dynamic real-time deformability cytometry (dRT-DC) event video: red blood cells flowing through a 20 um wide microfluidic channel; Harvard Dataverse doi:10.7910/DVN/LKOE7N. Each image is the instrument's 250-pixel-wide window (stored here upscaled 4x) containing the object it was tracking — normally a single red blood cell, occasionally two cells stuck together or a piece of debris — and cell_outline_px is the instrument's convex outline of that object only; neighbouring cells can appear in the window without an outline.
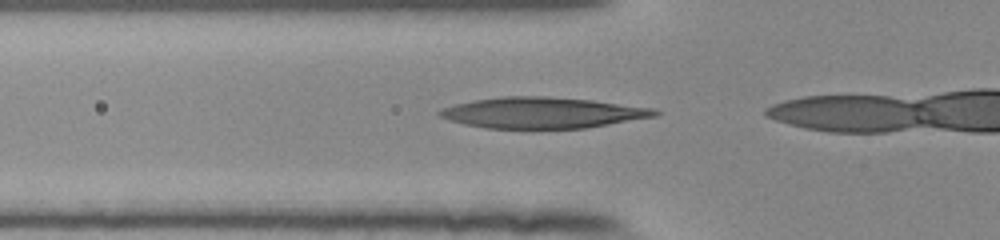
{"species": "human", "species_latin": "Homo sapiens", "temperature_condition": "room temperature", "stored_images_in_passage": 6, "camera_frame_rate_fps": 3000, "um_per_image_px": 0.085, "donor": {"sex": "female"}, "frame": {"image": 1, "passage_image": 2, "time_ms": 0.333, "image_size_px": [1000, 240], "cell_outline_px": [[660, 112], [656, 116], [584, 128], [484, 128], [464, 124], [448, 120], [440, 116], [436, 112], [440, 108], [472, 100], [500, 96], [544, 96], [592, 100], [656, 108]], "centroid_in_image_um": [46.07, 9.57], "position_along_channel_um": 79.7, "area_um2": 38.84}}
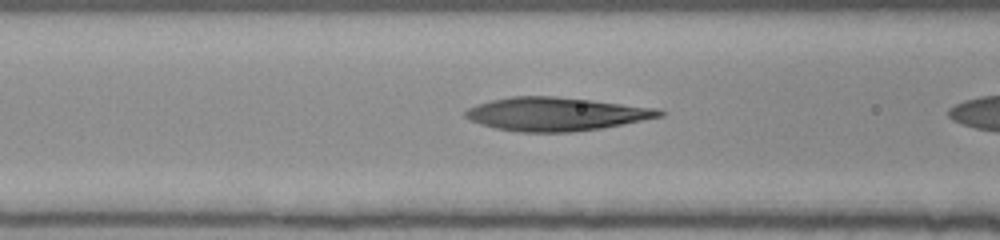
{"frame": {"image": 2, "passage_image": 5, "time_ms": 1.333, "image_size_px": [1000, 240], "cell_outline_px": [[664, 116], [600, 128], [572, 132], [520, 132], [496, 128], [480, 124], [468, 120], [464, 116], [464, 112], [468, 108], [476, 104], [492, 100], [512, 96], [552, 96], [660, 108], [664, 112]], "centroid_in_image_um": [47.23, 9.69], "position_along_channel_um": 119.4, "area_um2": 37.63}}